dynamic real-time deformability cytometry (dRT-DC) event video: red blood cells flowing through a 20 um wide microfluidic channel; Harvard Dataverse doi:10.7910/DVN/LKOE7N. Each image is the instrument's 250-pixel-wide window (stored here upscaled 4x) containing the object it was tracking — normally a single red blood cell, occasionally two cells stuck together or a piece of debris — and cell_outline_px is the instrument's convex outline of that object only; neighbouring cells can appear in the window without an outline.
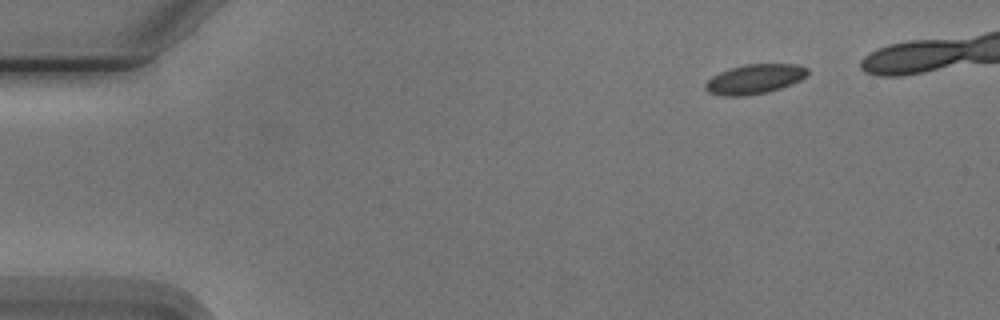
{"species": "Egyptian fruit bat (a non-hibernating species)", "species_latin": "Rousettus aegyptiacus", "temperature_condition": "cold", "stored_images_in_passage": 9, "segment_of_instrument_passage": [1, 2], "camera_frame_rate_fps": 3000, "um_per_image_px": 0.085, "animal": {"sex": "male"}, "frame": {"image": 1, "passage_image": 1, "time_ms": 0.0, "image_size_px": [1000, 320], "cell_outline_px": [[808, 72], [800, 80], [792, 84], [768, 92], [744, 96], [724, 96], [708, 92], [704, 88], [704, 84], [712, 76], [728, 68], [744, 64], [796, 64], [808, 68]], "centroid_in_image_um": [64.11, 6.72], "position_along_channel_um": 20.9, "area_um2": 17.69}}
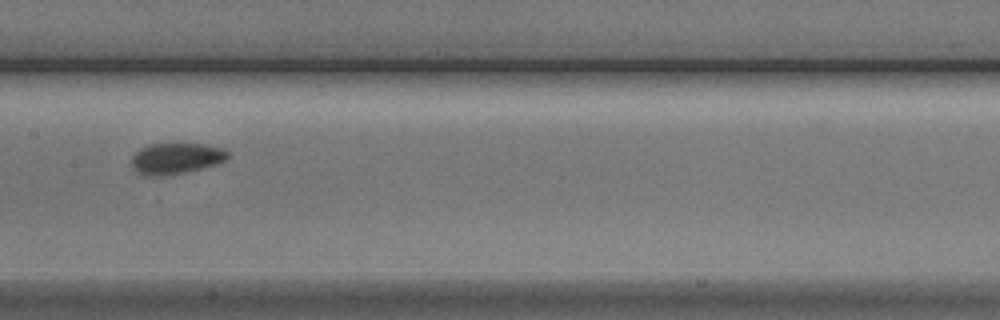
{"frame": {"image": 2, "passage_image": 7, "time_ms": 7.0, "image_size_px": [1000, 320], "cell_outline_px": [[228, 156], [224, 160], [216, 164], [184, 172], [164, 176], [144, 176], [132, 168], [132, 156], [140, 148], [148, 144], [172, 140], [176, 140], [204, 144], [224, 148], [228, 152]], "centroid_in_image_um": [14.93, 13.4], "position_along_channel_um": 192.5, "area_um2": 18.21}}
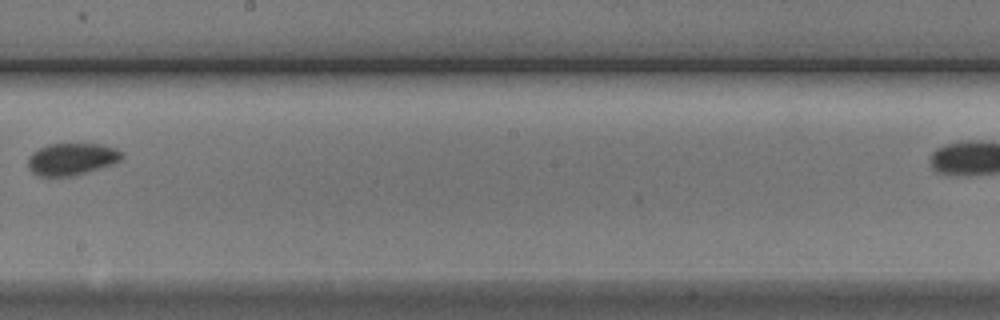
{"frame": {"image": 3, "passage_image": 8, "time_ms": 8.333, "image_size_px": [1000, 320], "cell_outline_px": [[124, 156], [116, 164], [76, 176], [36, 176], [28, 168], [28, 156], [32, 152], [48, 144], [100, 144], [116, 148], [124, 152]], "centroid_in_image_um": [6.13, 13.53], "position_along_channel_um": 242.1, "area_um2": 17.98}}